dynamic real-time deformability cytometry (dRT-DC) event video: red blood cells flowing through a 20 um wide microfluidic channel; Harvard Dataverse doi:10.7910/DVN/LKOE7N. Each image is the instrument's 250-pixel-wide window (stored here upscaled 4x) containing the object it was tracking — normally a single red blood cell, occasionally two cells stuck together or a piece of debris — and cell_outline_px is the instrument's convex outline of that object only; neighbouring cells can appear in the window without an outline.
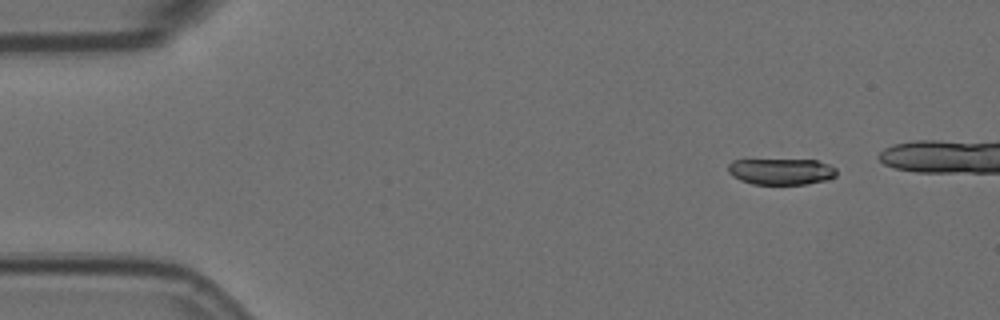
{"species": "Egyptian fruit bat (a non-hibernating species)", "species_latin": "Rousettus aegyptiacus", "temperature_condition": "room temperature", "stored_images_in_passage": 7, "camera_frame_rate_fps": 3000, "um_per_image_px": 0.085, "animal": {"sex": "female"}, "frame": {"image": 1, "passage_image": 1, "time_ms": 0.0, "image_size_px": [1000, 320], "cell_outline_px": [[836, 176], [828, 180], [804, 184], [752, 184], [740, 180], [732, 176], [728, 172], [728, 164], [732, 160], [816, 160], [828, 164], [836, 168]], "centroid_in_image_um": [66.4, 14.58], "position_along_channel_um": 18.6, "area_um2": 16.65}}
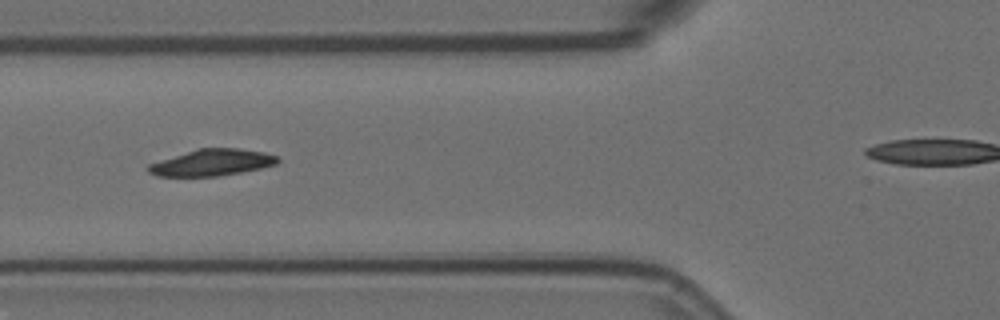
{"frame": {"image": 2, "passage_image": 5, "time_ms": 1.333, "image_size_px": [1000, 320], "cell_outline_px": [[280, 160], [276, 164], [260, 168], [220, 176], [156, 176], [148, 172], [144, 168], [148, 164], [200, 148], [236, 148], [264, 152], [276, 156]], "centroid_in_image_um": [17.99, 13.82], "position_along_channel_um": 107.8, "area_um2": 19.77}}
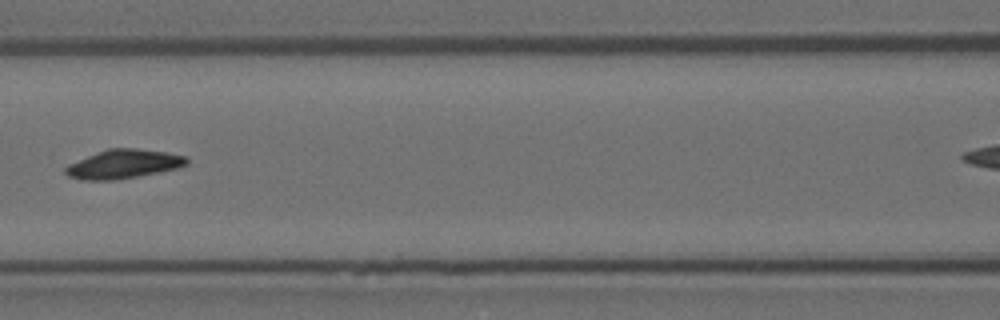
{"frame": {"image": 3, "passage_image": 6, "time_ms": 1.667, "image_size_px": [1000, 320], "cell_outline_px": [[188, 164], [180, 168], [160, 172], [116, 180], [80, 180], [68, 176], [64, 172], [64, 168], [68, 164], [108, 148], [136, 148], [168, 152], [184, 156], [188, 160]], "centroid_in_image_um": [10.51, 13.95], "position_along_channel_um": 156.1, "area_um2": 20.52}}